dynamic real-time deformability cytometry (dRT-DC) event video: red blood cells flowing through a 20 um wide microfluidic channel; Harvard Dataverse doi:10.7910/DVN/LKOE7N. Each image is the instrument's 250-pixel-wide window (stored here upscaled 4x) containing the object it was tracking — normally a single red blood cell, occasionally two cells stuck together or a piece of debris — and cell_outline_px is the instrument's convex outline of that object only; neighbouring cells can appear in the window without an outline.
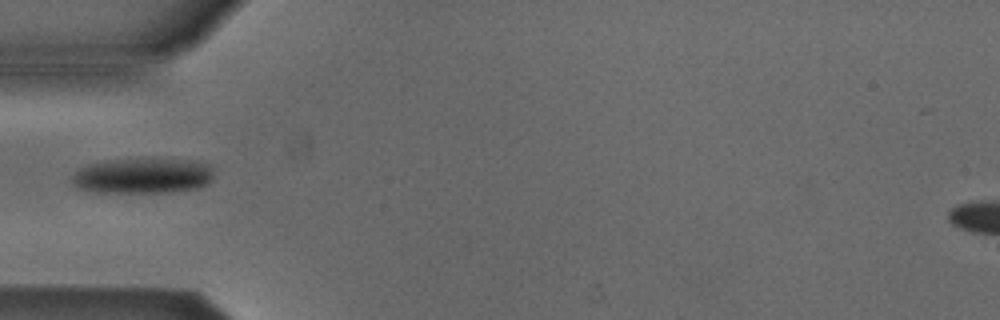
{"species": "Egyptian fruit bat (a non-hibernating species)", "species_latin": "Rousettus aegyptiacus", "temperature_condition": "cold", "stored_images_in_passage": 3, "camera_frame_rate_fps": 3000, "um_per_image_px": 0.085, "animal": {"sex": "male"}, "frame": {"image": 1, "passage_image": 3, "time_ms": 0.667, "image_size_px": [1000, 320], "cell_outline_px": [[212, 180], [208, 184], [200, 188], [172, 192], [96, 192], [76, 188], [72, 184], [72, 176], [80, 168], [88, 164], [104, 160], [196, 160], [208, 164], [212, 168]], "centroid_in_image_um": [12.14, 14.96], "position_along_channel_um": 72.9, "area_um2": 29.25}}